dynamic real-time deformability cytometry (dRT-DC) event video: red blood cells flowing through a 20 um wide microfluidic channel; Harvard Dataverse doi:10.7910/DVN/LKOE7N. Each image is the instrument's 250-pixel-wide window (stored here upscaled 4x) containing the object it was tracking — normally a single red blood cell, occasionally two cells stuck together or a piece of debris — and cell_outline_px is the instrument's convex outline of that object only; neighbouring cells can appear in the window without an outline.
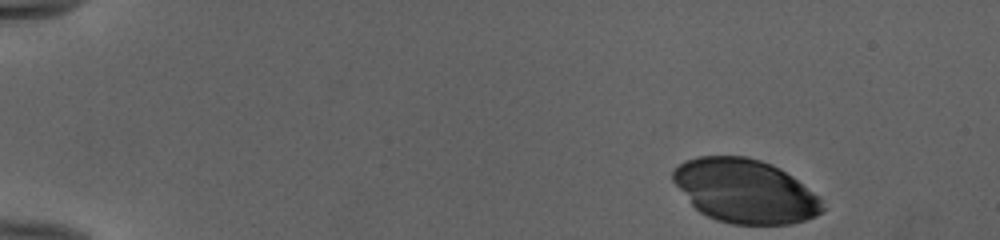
{"species": "human", "species_latin": "Homo sapiens", "temperature_condition": "cold", "stored_images_in_passage": 47, "camera_frame_rate_fps": 3000, "um_per_image_px": 0.085, "donor": {"sex": "female"}, "frame": {"image": 1, "passage_image": 1, "time_ms": 0.0, "image_size_px": [1000, 240], "cell_outline_px": [[824, 212], [816, 216], [792, 224], [732, 224], [716, 220], [700, 212], [692, 204], [672, 180], [672, 172], [684, 160], [696, 156], [744, 156], [760, 160], [772, 164], [780, 168], [792, 176], [820, 196], [824, 208]], "centroid_in_image_um": [63.35, 16.24], "position_along_channel_um": 21.6, "area_um2": 55.55}}